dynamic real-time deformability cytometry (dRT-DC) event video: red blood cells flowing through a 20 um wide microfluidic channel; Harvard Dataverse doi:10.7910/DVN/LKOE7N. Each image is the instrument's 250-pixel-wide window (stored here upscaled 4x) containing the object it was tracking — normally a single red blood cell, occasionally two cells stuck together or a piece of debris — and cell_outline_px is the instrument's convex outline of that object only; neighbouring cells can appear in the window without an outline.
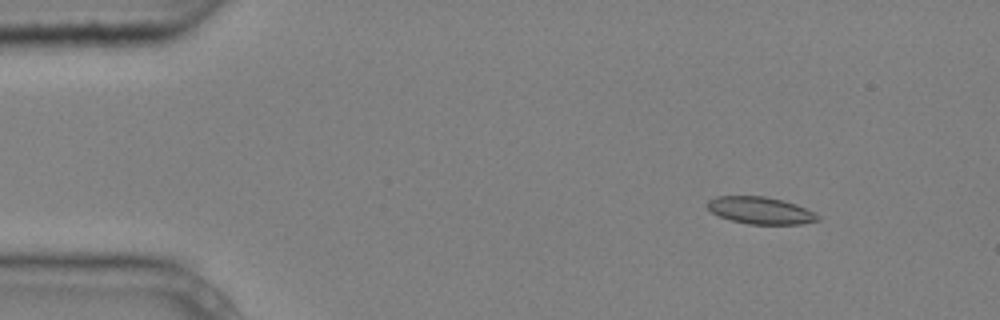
{"species": "common noctule bat (a hibernating species)", "species_latin": "Nyctalus noctula", "temperature_condition": "cold", "stored_images_in_passage": 5, "camera_frame_rate_fps": 3000, "um_per_image_px": 0.085, "animal": {"sex": "male", "body_mass_g": 20.4}, "frame": {"image": 1, "passage_image": 3, "time_ms": 0.667, "image_size_px": [1000, 320], "cell_outline_px": [[820, 220], [800, 224], [748, 224], [732, 220], [720, 216], [712, 212], [704, 204], [708, 200], [716, 196], [764, 196], [784, 200], [796, 204], [820, 216]], "centroid_in_image_um": [64.61, 17.88], "position_along_channel_um": 20.4, "area_um2": 17.4}}
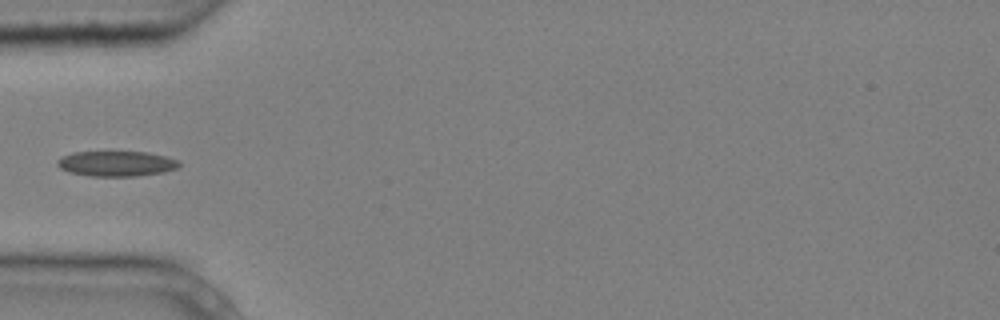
{"frame": {"image": 2, "passage_image": 5, "time_ms": 1.333, "image_size_px": [1000, 320], "cell_outline_px": [[180, 164], [176, 168], [164, 172], [136, 176], [88, 176], [68, 172], [60, 168], [56, 164], [56, 160], [60, 156], [72, 152], [148, 152], [180, 160]], "centroid_in_image_um": [9.85, 13.91], "position_along_channel_um": 75.2, "area_um2": 18.09}}